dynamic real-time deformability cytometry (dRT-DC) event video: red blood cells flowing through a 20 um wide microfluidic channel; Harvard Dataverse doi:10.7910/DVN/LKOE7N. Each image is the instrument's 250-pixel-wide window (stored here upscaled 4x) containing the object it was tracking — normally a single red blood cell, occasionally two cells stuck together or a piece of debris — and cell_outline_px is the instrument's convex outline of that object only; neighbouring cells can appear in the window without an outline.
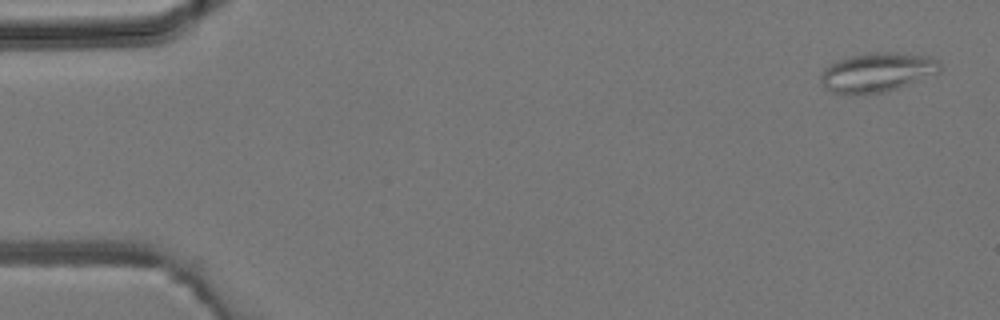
{"species": "common noctule bat (a hibernating species)", "species_latin": "Nyctalus noctula", "temperature_condition": "room temperature", "stored_images_in_passage": 45, "camera_frame_rate_fps": 3000, "um_per_image_px": 0.085, "animal": {"sex": "male", "body_mass_g": 19.2, "forearm_length_mm": 51.8}, "frame": {"image": 1, "passage_image": 2, "time_ms": 0.333, "image_size_px": [1000, 320], "cell_outline_px": [[940, 72], [908, 84], [884, 92], [856, 96], [832, 92], [824, 88], [820, 84], [820, 76], [824, 68], [836, 60], [868, 52], [896, 52], [932, 56], [940, 60]], "centroid_in_image_um": [74.53, 6.15], "position_along_channel_um": 10.5, "area_um2": 27.8}}
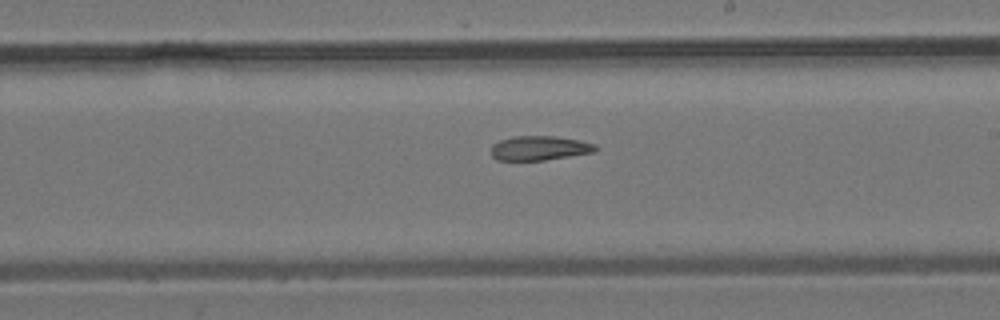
{"frame": {"image": 2, "passage_image": 26, "time_ms": 8.333, "image_size_px": [1000, 320], "cell_outline_px": [[600, 148], [596, 152], [544, 160], [496, 160], [492, 156], [492, 144], [500, 140], [512, 136], [556, 136], [580, 140], [596, 144]], "centroid_in_image_um": [45.9, 12.58], "position_along_channel_um": 243.1, "area_um2": 15.03}}
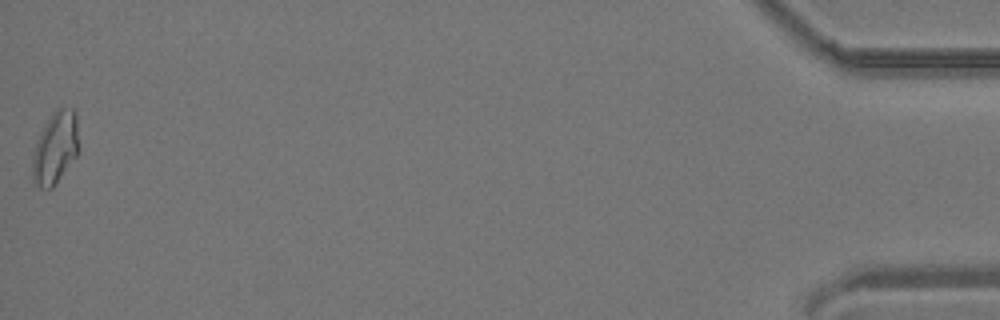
{"frame": {"image": 3, "passage_image": 45, "time_ms": 14.667, "image_size_px": [1000, 320], "cell_outline_px": [[76, 156], [52, 188], [40, 188], [32, 180], [32, 156], [40, 132], [48, 120], [60, 108], [72, 108], [76, 112]], "centroid_in_image_um": [4.66, 12.61], "position_along_channel_um": 430.5, "area_um2": 18.73}}